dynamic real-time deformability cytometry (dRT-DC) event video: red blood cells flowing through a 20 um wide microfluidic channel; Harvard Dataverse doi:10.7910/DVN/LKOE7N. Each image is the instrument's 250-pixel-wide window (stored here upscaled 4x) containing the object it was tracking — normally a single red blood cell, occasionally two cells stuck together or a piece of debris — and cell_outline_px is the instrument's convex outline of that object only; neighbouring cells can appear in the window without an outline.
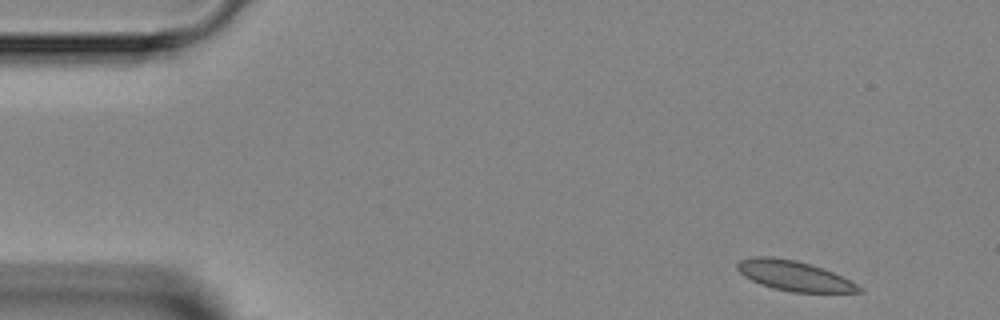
{"species": "Egyptian fruit bat (a non-hibernating species)", "species_latin": "Rousettus aegyptiacus", "temperature_condition": "room temperature", "stored_images_in_passage": 4, "camera_frame_rate_fps": 3000, "um_per_image_px": 0.085, "animal": {"sex": "female"}, "frame": {"image": 1, "passage_image": 1, "time_ms": 0.0, "image_size_px": [1000, 320], "cell_outline_px": [[864, 292], [792, 292], [772, 288], [760, 284], [744, 276], [736, 268], [736, 264], [740, 260], [752, 256], [772, 256], [796, 260], [832, 272], [864, 288]], "centroid_in_image_um": [67.45, 23.44], "position_along_channel_um": 17.5, "area_um2": 21.1}}
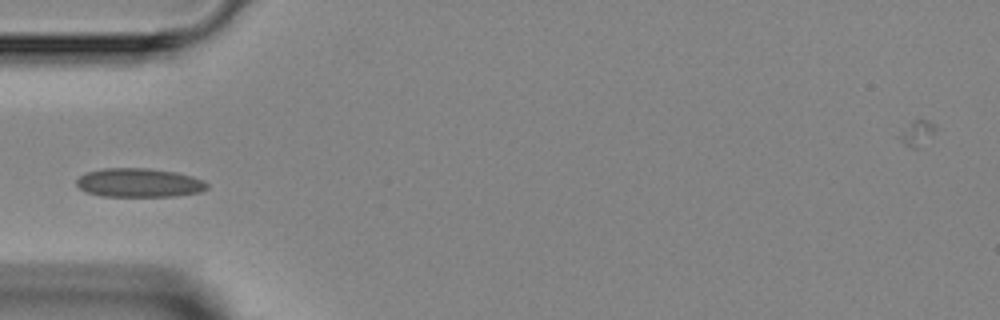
{"frame": {"image": 2, "passage_image": 4, "time_ms": 3.667, "image_size_px": [1000, 320], "cell_outline_px": [[208, 188], [200, 192], [172, 196], [100, 196], [84, 192], [76, 184], [76, 180], [80, 176], [88, 172], [104, 168], [152, 168], [176, 172], [192, 176], [204, 180], [208, 184]], "centroid_in_image_um": [11.82, 15.53], "position_along_channel_um": 73.2, "area_um2": 22.08}}